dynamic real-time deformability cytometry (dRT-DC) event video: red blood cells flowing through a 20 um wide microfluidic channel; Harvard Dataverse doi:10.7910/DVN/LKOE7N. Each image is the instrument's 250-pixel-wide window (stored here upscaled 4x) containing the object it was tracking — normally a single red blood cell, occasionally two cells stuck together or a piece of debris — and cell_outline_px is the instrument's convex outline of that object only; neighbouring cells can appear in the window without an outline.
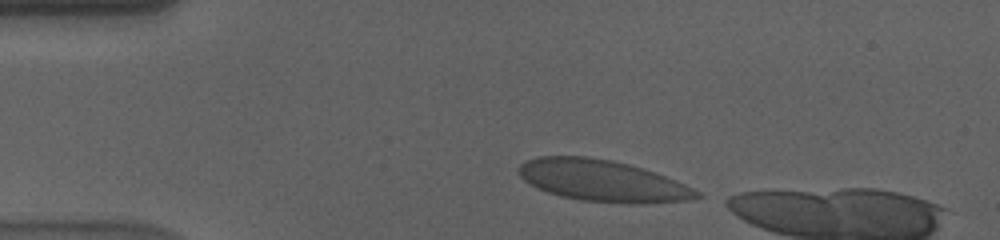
{"species": "human", "species_latin": "Homo sapiens", "temperature_condition": "cold", "stored_images_in_passage": 6, "camera_frame_rate_fps": 3000, "um_per_image_px": 0.085, "donor": {"sex": "male"}, "frame": {"image": 1, "passage_image": 1, "time_ms": 0.0, "image_size_px": [1000, 240], "cell_outline_px": [[704, 196], [688, 200], [640, 204], [580, 200], [560, 196], [536, 188], [528, 184], [520, 176], [516, 168], [520, 164], [528, 160], [540, 156], [588, 156], [612, 160], [628, 164], [656, 172], [684, 184], [700, 192]], "centroid_in_image_um": [51.19, 15.36], "position_along_channel_um": 33.8, "area_um2": 43.12}}